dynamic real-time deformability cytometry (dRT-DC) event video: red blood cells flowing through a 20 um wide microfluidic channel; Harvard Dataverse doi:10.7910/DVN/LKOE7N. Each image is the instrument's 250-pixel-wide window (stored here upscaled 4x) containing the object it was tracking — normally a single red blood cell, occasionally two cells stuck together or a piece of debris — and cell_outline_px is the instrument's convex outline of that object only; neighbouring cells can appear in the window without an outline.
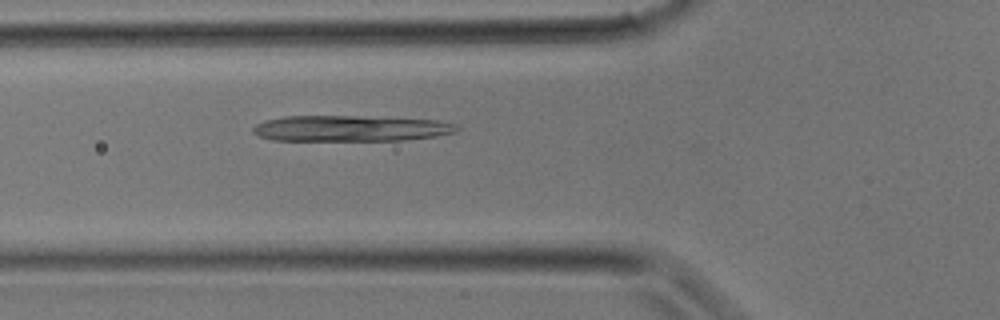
{"species": "common noctule bat (a hibernating species)", "species_latin": "Nyctalus noctula", "temperature_condition": "room temperature", "stored_images_in_passage": 2, "camera_frame_rate_fps": 3000, "um_per_image_px": 0.085, "animal": {"sex": "male", "body_mass_g": 17.9}, "frame": {"image": 1, "passage_image": 2, "time_ms": 0.333, "image_size_px": [1000, 320], "cell_outline_px": [[460, 128], [456, 132], [436, 136], [404, 140], [272, 140], [260, 136], [252, 132], [252, 128], [256, 124], [264, 120], [284, 116], [356, 116], [436, 120], [456, 124]], "centroid_in_image_um": [29.78, 10.91], "position_along_channel_um": 96.0, "area_um2": 30.69}}